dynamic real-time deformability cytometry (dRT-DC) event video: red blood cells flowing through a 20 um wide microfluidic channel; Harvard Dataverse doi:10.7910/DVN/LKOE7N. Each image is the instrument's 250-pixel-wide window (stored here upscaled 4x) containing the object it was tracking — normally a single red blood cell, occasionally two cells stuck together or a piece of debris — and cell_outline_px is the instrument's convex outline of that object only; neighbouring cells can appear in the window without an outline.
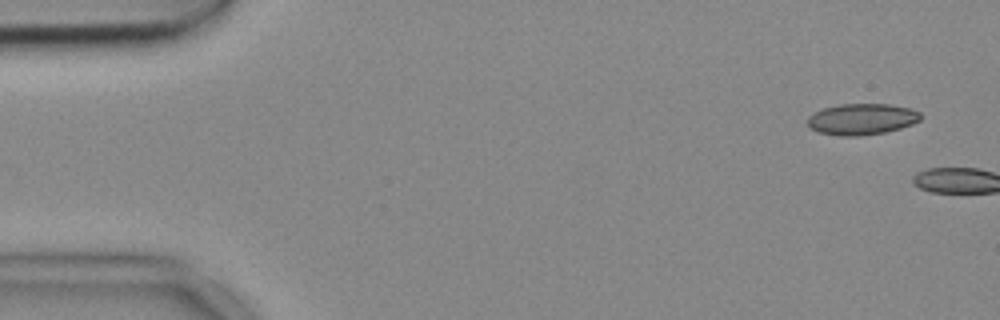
{"species": "common noctule bat (a hibernating species)", "species_latin": "Nyctalus noctula", "temperature_condition": "cold", "stored_images_in_passage": 2, "camera_frame_rate_fps": 3000, "um_per_image_px": 0.085, "animal": {"sex": "female", "body_mass_g": 18.4}, "frame": {"image": 1, "passage_image": 1, "time_ms": 0.0, "image_size_px": [1000, 320], "cell_outline_px": [[920, 120], [912, 124], [900, 128], [884, 132], [856, 136], [840, 136], [816, 132], [808, 124], [808, 116], [824, 108], [840, 104], [888, 104], [912, 108], [920, 112]], "centroid_in_image_um": [73.26, 10.12], "position_along_channel_um": 11.7, "area_um2": 20.46}}